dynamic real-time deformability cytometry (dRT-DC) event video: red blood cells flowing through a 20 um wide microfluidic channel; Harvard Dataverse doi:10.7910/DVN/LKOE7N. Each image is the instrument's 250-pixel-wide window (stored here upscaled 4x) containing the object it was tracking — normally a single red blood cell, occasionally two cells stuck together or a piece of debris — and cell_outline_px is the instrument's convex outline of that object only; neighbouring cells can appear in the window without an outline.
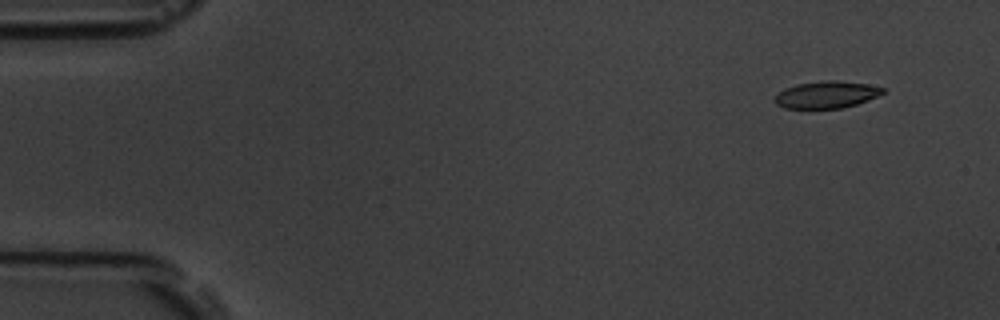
{"species": "common noctule bat (a hibernating species)", "species_latin": "Nyctalus noctula", "temperature_condition": "room temperature", "stored_images_in_passage": 7, "camera_frame_rate_fps": 3000, "um_per_image_px": 0.085, "animal": {"sex": "male", "body_mass_g": 19.5, "forearm_length_mm": 54.6}, "frame": {"image": 1, "passage_image": 2, "time_ms": 1.333, "image_size_px": [1000, 320], "cell_outline_px": [[884, 92], [868, 100], [856, 104], [840, 108], [784, 108], [776, 104], [772, 100], [784, 88], [796, 84], [820, 80], [836, 80], [868, 84], [884, 88]], "centroid_in_image_um": [70.21, 8.03], "position_along_channel_um": 14.8, "area_um2": 16.99}}
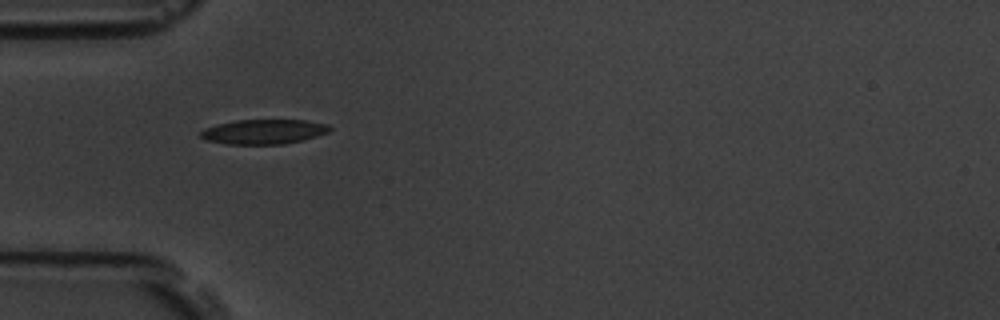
{"frame": {"image": 2, "passage_image": 6, "time_ms": 5.667, "image_size_px": [1000, 320], "cell_outline_px": [[332, 128], [328, 132], [304, 140], [284, 144], [224, 144], [204, 140], [200, 136], [200, 132], [204, 128], [216, 124], [236, 120], [304, 120], [328, 124]], "centroid_in_image_um": [22.39, 11.2], "position_along_channel_um": 62.6, "area_um2": 18.73}}
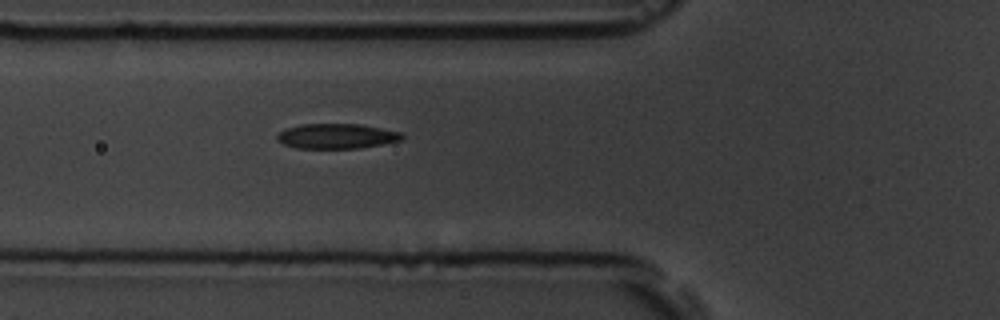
{"frame": {"image": 3, "passage_image": 7, "time_ms": 6.667, "image_size_px": [1000, 320], "cell_outline_px": [[404, 140], [360, 148], [296, 148], [284, 144], [276, 140], [276, 136], [284, 128], [300, 124], [360, 124], [400, 132], [404, 136]], "centroid_in_image_um": [28.6, 11.57], "position_along_channel_um": 97.2, "area_um2": 18.26}}